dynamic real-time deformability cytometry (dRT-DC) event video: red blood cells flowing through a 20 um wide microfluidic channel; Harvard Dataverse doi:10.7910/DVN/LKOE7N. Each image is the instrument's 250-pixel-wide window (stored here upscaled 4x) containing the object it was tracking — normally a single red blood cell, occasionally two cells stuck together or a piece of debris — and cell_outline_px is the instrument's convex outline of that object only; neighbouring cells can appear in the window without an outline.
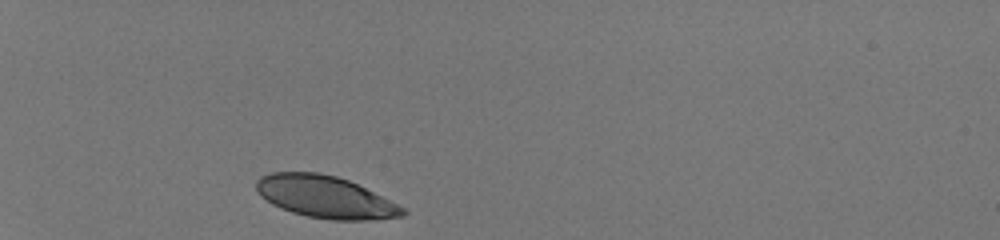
{"species": "human", "species_latin": "Homo sapiens", "temperature_condition": "room temperature", "stored_images_in_passage": 31, "camera_frame_rate_fps": 3000, "um_per_image_px": 0.085, "donor": {"sex": "male"}, "frame": {"image": 1, "passage_image": 1, "time_ms": 0.0, "image_size_px": [1000, 240], "cell_outline_px": [[408, 212], [404, 216], [376, 220], [332, 220], [308, 216], [292, 212], [280, 208], [272, 204], [260, 196], [256, 188], [256, 180], [260, 176], [272, 172], [320, 172], [336, 176], [348, 180], [404, 208]], "centroid_in_image_um": [27.61, 16.74], "position_along_channel_um": 57.4, "area_um2": 35.78}}
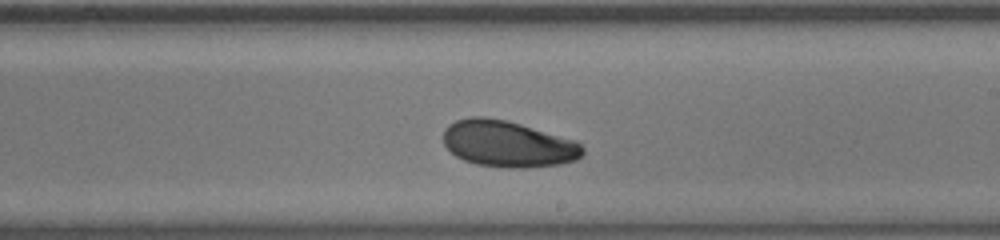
{"frame": {"image": 2, "passage_image": 18, "time_ms": 5.667, "image_size_px": [1000, 240], "cell_outline_px": [[584, 152], [576, 160], [560, 164], [524, 168], [508, 168], [476, 164], [464, 160], [456, 156], [444, 144], [444, 128], [448, 124], [456, 120], [468, 116], [484, 116], [508, 120], [572, 140], [580, 144], [584, 148]], "centroid_in_image_um": [43.13, 12.22], "position_along_channel_um": 245.9, "area_um2": 37.57}}
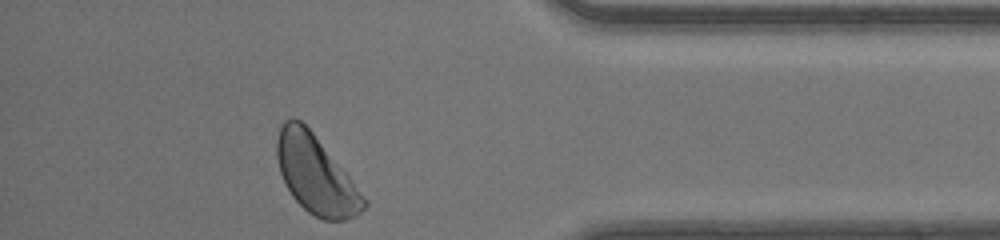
{"frame": {"image": 3, "passage_image": 31, "time_ms": 10.0, "image_size_px": [1000, 240], "cell_outline_px": [[368, 204], [356, 216], [344, 220], [324, 220], [308, 212], [292, 196], [284, 184], [280, 172], [276, 156], [276, 140], [280, 128], [284, 120], [292, 116], [300, 120], [312, 132], [368, 200]], "centroid_in_image_um": [26.82, 14.85], "position_along_channel_um": 408.4, "area_um2": 39.13}, "authors_computed_cell_mechanics": {"area_um2": 37.5122, "velocity_mm_per_s": 4.115, "shape_relaxation_time_tau1_ms": 9.5144, "shape_relaxation_time_tau2_ms": null, "deformation_change_tau1": 0.2299, "deformation_change_tau2": null}}